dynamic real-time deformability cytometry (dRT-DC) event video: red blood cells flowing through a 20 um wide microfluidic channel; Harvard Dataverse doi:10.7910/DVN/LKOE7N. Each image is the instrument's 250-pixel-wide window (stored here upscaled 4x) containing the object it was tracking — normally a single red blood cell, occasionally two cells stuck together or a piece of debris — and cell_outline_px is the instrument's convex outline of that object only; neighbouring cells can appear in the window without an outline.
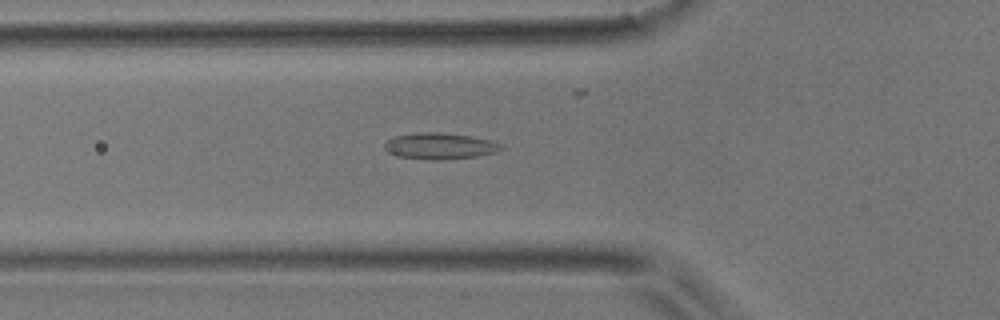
{"species": "common noctule bat (a hibernating species)", "species_latin": "Nyctalus noctula", "temperature_condition": "room temperature", "stored_images_in_passage": 4, "camera_frame_rate_fps": 3000, "um_per_image_px": 0.085, "animal": {"sex": "male", "body_mass_g": 17.9}, "frame": {"image": 1, "passage_image": 3, "time_ms": 0.667, "image_size_px": [1000, 320], "cell_outline_px": [[504, 148], [496, 152], [480, 156], [444, 160], [432, 160], [396, 156], [388, 152], [384, 148], [384, 144], [388, 140], [396, 136], [416, 132], [436, 132], [468, 136], [492, 140], [504, 144]], "centroid_in_image_um": [37.42, 12.42], "position_along_channel_um": 88.4, "area_um2": 18.03}}